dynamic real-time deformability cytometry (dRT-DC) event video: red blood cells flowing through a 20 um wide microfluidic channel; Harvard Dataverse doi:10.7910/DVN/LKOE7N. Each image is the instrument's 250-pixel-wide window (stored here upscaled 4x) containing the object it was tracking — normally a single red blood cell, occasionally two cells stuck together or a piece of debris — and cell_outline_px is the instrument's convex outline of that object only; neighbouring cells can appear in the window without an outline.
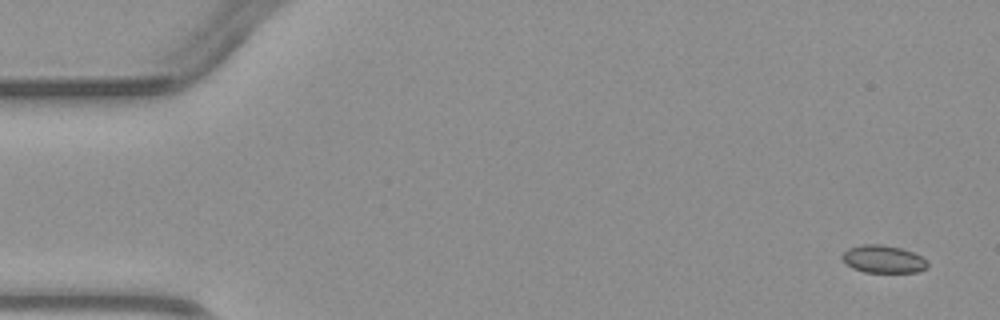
{"species": "common noctule bat (a hibernating species)", "species_latin": "Nyctalus noctula", "temperature_condition": "warm", "stored_images_in_passage": 4, "camera_frame_rate_fps": 3000, "um_per_image_px": 0.085, "animal": {"sex": "male", "body_mass_g": 23.1, "forearm_length_mm": 52.7}, "frame": {"image": 1, "passage_image": 1, "time_ms": 0.0, "image_size_px": [1000, 320], "cell_outline_px": [[928, 268], [916, 272], [864, 272], [852, 268], [844, 264], [840, 256], [848, 248], [860, 244], [880, 244], [900, 248], [912, 252], [928, 260]], "centroid_in_image_um": [75.04, 22.03], "position_along_channel_um": 10.0, "area_um2": 13.93}}
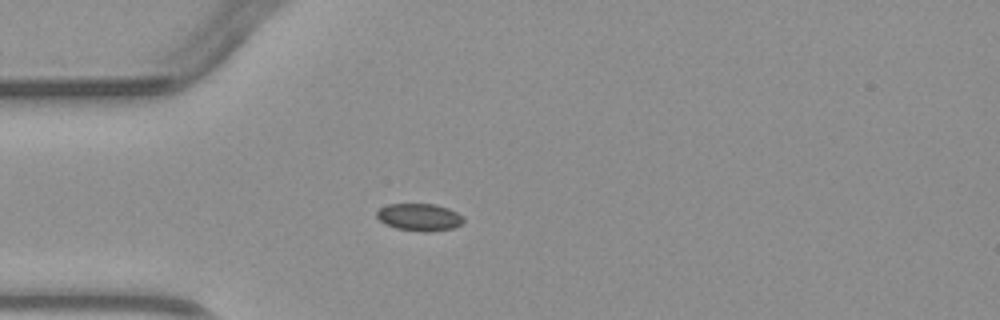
{"frame": {"image": 2, "passage_image": 4, "time_ms": 3.667, "image_size_px": [1000, 320], "cell_outline_px": [[464, 224], [452, 228], [424, 232], [420, 232], [396, 228], [384, 224], [376, 216], [376, 212], [380, 208], [388, 204], [436, 204], [448, 208], [464, 216]], "centroid_in_image_um": [35.66, 18.46], "position_along_channel_um": 49.3, "area_um2": 13.93}}